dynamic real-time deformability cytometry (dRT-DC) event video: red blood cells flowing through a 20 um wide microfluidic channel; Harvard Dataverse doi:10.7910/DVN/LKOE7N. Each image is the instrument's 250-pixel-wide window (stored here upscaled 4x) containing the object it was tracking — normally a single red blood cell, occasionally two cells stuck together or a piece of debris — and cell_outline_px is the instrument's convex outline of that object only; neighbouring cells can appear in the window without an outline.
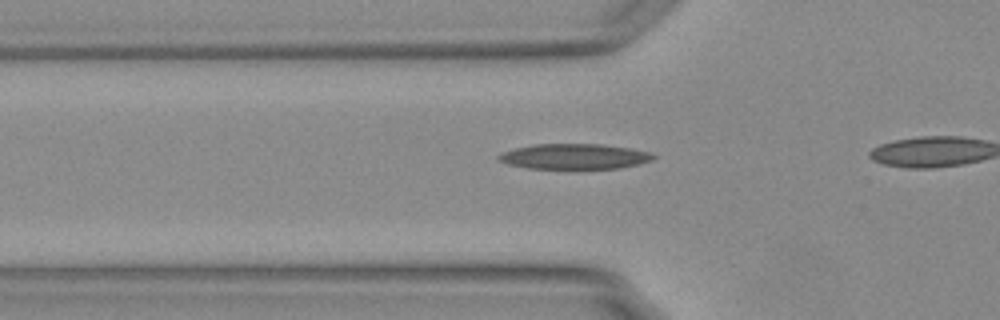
{"species": "Egyptian fruit bat (a non-hibernating species)", "species_latin": "Rousettus aegyptiacus", "temperature_condition": "warm", "stored_images_in_passage": 12, "camera_frame_rate_fps": 3000, "um_per_image_px": 0.085, "animal": {"sex": "female"}, "frame": {"image": 1, "passage_image": 6, "time_ms": 1.667, "image_size_px": [1000, 320], "cell_outline_px": [[656, 156], [652, 160], [640, 164], [620, 168], [528, 168], [508, 164], [500, 160], [496, 156], [504, 152], [516, 148], [536, 144], [600, 144], [628, 148], [648, 152]], "centroid_in_image_um": [48.84, 13.3], "position_along_channel_um": 77.0, "area_um2": 22.48}}